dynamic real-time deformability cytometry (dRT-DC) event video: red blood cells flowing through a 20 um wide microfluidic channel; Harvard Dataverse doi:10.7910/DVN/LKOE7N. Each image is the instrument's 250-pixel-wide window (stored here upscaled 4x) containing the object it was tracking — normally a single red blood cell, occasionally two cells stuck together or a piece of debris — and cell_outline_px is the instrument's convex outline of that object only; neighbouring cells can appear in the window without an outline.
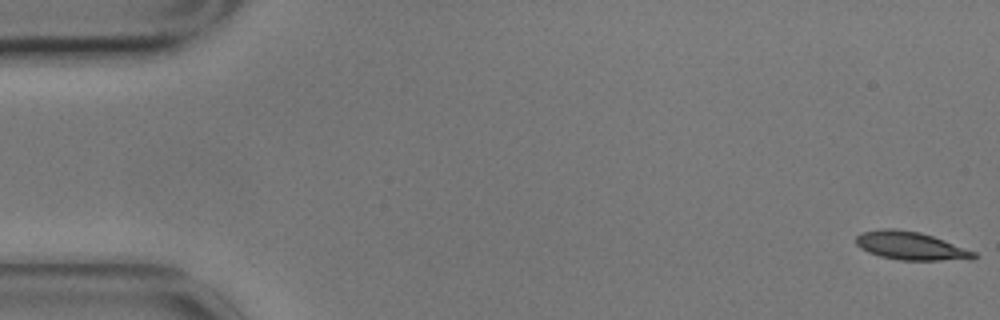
{"species": "common noctule bat (a hibernating species)", "species_latin": "Nyctalus noctula", "temperature_condition": "cold", "stored_images_in_passage": 57, "camera_frame_rate_fps": 3000, "um_per_image_px": 0.085, "animal": {"sex": "male", "body_mass_g": 17.9}, "frame": {"image": 1, "passage_image": 1, "time_ms": 0.0, "image_size_px": [1000, 320], "cell_outline_px": [[980, 256], [972, 260], [900, 260], [880, 256], [868, 252], [860, 248], [856, 244], [856, 236], [860, 232], [884, 228], [892, 228], [920, 232], [944, 240], [976, 252]], "centroid_in_image_um": [77.43, 20.9], "position_along_channel_um": 7.6, "area_um2": 19.54}}
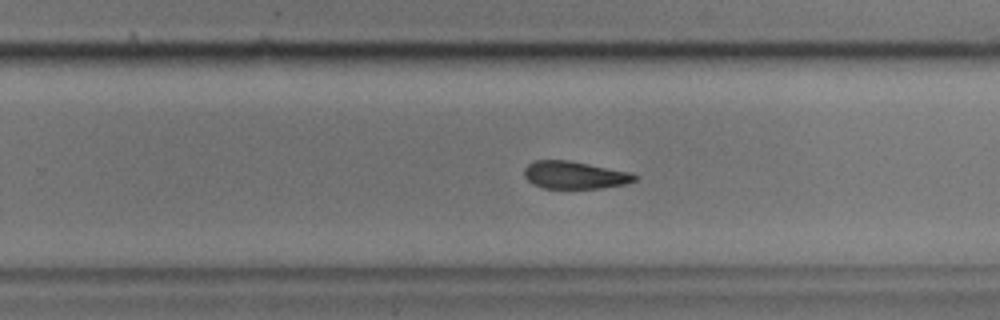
{"frame": {"image": 2, "passage_image": 36, "time_ms": 11.667, "image_size_px": [1000, 320], "cell_outline_px": [[636, 180], [624, 184], [600, 188], [544, 188], [532, 184], [524, 176], [524, 168], [532, 160], [568, 160], [628, 172], [636, 176]], "centroid_in_image_um": [48.77, 14.88], "position_along_channel_um": 281.0, "area_um2": 17.51}}
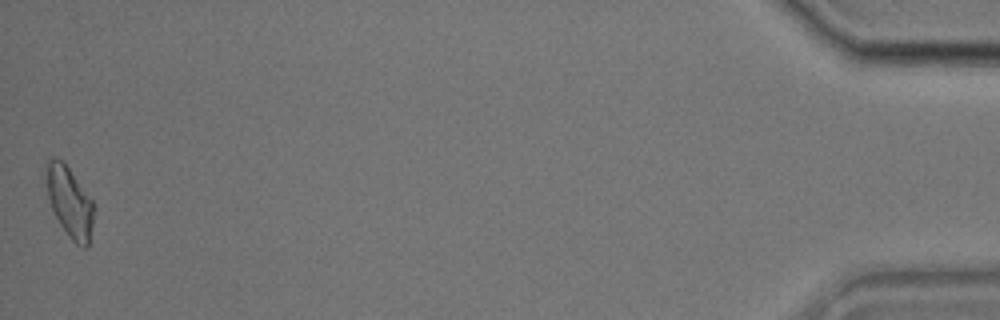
{"frame": {"image": 3, "passage_image": 57, "time_ms": 18.667, "image_size_px": [1000, 320], "cell_outline_px": [[96, 208], [88, 244], [84, 248], [80, 248], [68, 236], [60, 224], [52, 208], [48, 196], [44, 168], [48, 160], [52, 156], [64, 160], [92, 200]], "centroid_in_image_um": [5.92, 17.12], "position_along_channel_um": 429.3, "area_um2": 19.88}, "authors_computed_cell_mechanics": {"area_um2": 19.074, "velocity_mm_per_s": 3.4712, "shape_relaxation_time_tau1_ms": 7.581, "shape_relaxation_time_tau2_ms": 6.8353, "deformation_change_tau1": 0.1867, "deformation_change_tau2": 0.1406}}